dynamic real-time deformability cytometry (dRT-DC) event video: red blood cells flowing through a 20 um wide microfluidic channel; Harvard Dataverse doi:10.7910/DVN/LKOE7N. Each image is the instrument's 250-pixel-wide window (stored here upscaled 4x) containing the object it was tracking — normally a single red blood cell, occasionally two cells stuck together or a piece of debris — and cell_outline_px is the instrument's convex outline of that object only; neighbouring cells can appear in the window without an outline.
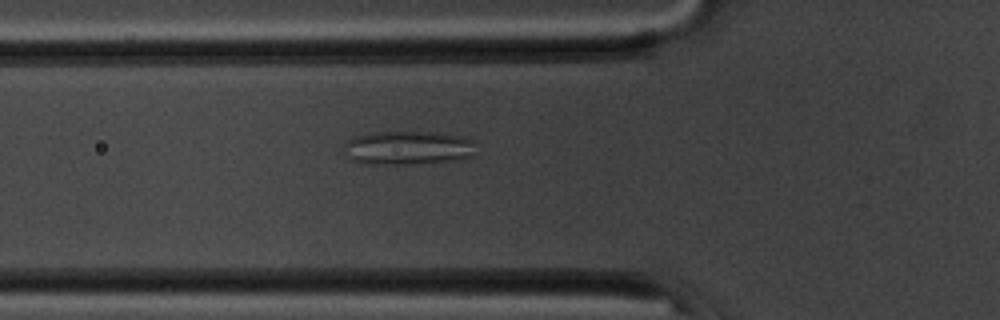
{"species": "common noctule bat (a hibernating species)", "species_latin": "Nyctalus noctula", "temperature_condition": "room temperature", "stored_images_in_passage": 54, "camera_frame_rate_fps": 3000, "um_per_image_px": 0.085, "animal": {"sex": "male", "body_mass_g": 20.1, "forearm_length_mm": 53.5}, "frame": {"image": 1, "passage_image": 19, "time_ms": 6.0, "image_size_px": [1000, 320], "cell_outline_px": [[476, 156], [464, 160], [400, 164], [364, 164], [352, 160], [340, 144], [344, 140], [356, 136], [380, 132], [436, 132], [464, 136], [476, 140]], "centroid_in_image_um": [34.76, 12.57], "position_along_channel_um": 91.0, "area_um2": 26.7}}
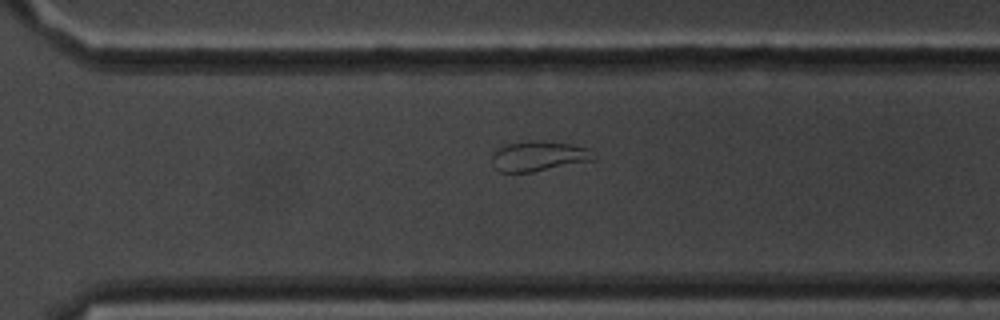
{"frame": {"image": 2, "passage_image": 38, "time_ms": 12.333, "image_size_px": [1000, 320], "cell_outline_px": [[596, 160], [532, 172], [500, 172], [496, 168], [492, 156], [492, 152], [508, 144], [528, 140], [540, 140], [572, 144], [588, 148], [596, 156]], "centroid_in_image_um": [45.84, 13.26], "position_along_channel_um": 324.8, "area_um2": 17.86}}
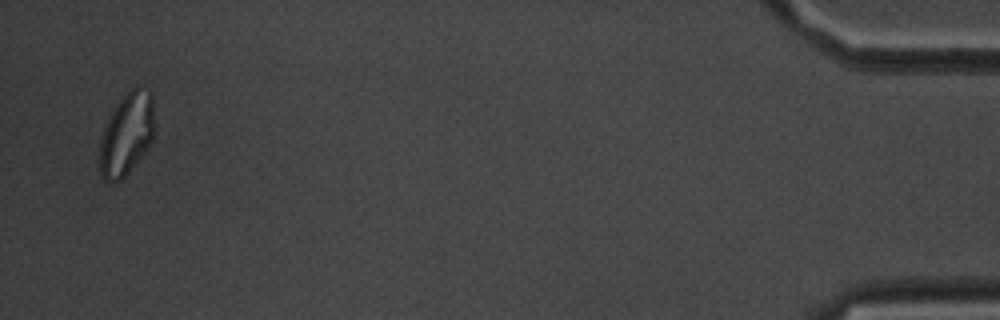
{"frame": {"image": 3, "passage_image": 53, "time_ms": 17.333, "image_size_px": [1000, 320], "cell_outline_px": [[152, 140], [148, 148], [128, 172], [120, 180], [112, 184], [104, 180], [100, 172], [100, 140], [108, 120], [116, 104], [136, 84], [148, 88], [152, 92]], "centroid_in_image_um": [10.76, 11.4], "position_along_channel_um": 424.4, "area_um2": 25.95}, "authors_computed_cell_mechanics": {"area_um2": 25.3742, "velocity_mm_per_s": 3.6904, "shape_relaxation_time_tau1_ms": null, "shape_relaxation_time_tau2_ms": 1.9257, "deformation_change_tau1": null, "deformation_change_tau2": 0.0843}}